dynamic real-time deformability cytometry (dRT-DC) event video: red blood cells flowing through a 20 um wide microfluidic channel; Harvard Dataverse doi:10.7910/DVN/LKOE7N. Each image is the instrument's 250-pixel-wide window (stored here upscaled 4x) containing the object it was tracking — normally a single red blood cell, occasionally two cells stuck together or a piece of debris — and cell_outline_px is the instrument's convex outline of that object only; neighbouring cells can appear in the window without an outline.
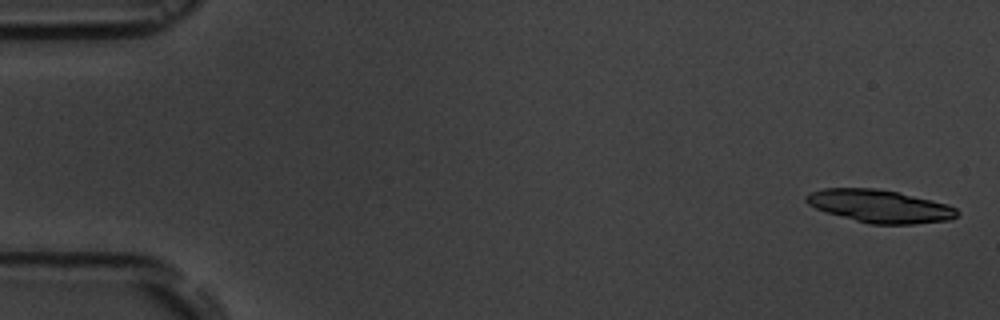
{"species": "common noctule bat (a hibernating species)", "species_latin": "Nyctalus noctula", "temperature_condition": "room temperature", "stored_images_in_passage": 4, "camera_frame_rate_fps": 3000, "um_per_image_px": 0.085, "animal": {"sex": "male", "body_mass_g": 19.5, "forearm_length_mm": 54.6}, "frame": {"image": 1, "passage_image": 1, "time_ms": 0.0, "image_size_px": [1000, 320], "cell_outline_px": [[960, 212], [956, 216], [948, 220], [912, 224], [872, 224], [824, 212], [808, 204], [804, 200], [804, 196], [812, 192], [824, 188], [876, 188], [896, 192], [932, 200], [948, 204], [956, 208]], "centroid_in_image_um": [74.77, 17.52], "position_along_channel_um": 10.2, "area_um2": 28.67}}